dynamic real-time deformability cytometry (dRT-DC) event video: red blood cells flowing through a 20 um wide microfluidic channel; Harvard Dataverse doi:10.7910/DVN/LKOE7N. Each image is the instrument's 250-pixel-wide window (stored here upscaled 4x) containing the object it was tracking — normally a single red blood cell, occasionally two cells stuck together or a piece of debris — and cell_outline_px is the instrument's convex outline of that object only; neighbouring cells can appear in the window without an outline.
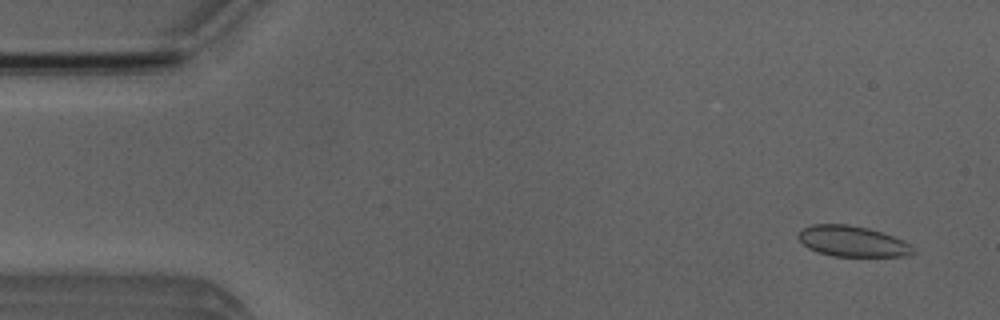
{"species": "Egyptian fruit bat (a non-hibernating species)", "species_latin": "Rousettus aegyptiacus", "temperature_condition": "room temperature", "stored_images_in_passage": 15, "camera_frame_rate_fps": 3000, "um_per_image_px": 0.085, "animal": {"sex": "male"}, "frame": {"image": 1, "passage_image": 3, "time_ms": 0.667, "image_size_px": [1000, 320], "cell_outline_px": [[916, 252], [908, 256], [832, 256], [816, 252], [808, 248], [796, 236], [800, 228], [812, 224], [848, 224], [868, 228], [904, 240], [912, 244]], "centroid_in_image_um": [72.44, 20.51], "position_along_channel_um": 12.6, "area_um2": 20.81}}